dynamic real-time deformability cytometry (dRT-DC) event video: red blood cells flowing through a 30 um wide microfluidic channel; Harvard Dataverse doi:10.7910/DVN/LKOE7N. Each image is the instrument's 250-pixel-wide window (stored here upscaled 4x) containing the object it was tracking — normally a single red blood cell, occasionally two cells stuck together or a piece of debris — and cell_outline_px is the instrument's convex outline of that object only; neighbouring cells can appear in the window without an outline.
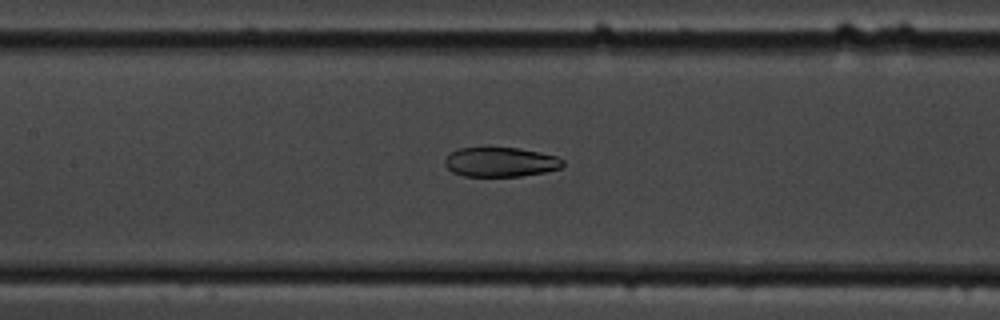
{"species": "common noctule bat (a hibernating species)", "species_latin": "Nyctalus noctula", "temperature_condition": "cold", "stored_images_in_passage": 51, "camera_frame_rate_fps": 3000, "um_per_image_px": 0.085, "animal": {"sex": "male", "body_mass_g": 19.5, "forearm_length_mm": 54.6}, "frame": {"image": 1, "passage_image": 26, "time_ms": 8.333, "image_size_px": [1000, 320], "cell_outline_px": [[564, 164], [560, 168], [544, 172], [520, 176], [464, 176], [452, 172], [444, 164], [444, 160], [452, 152], [460, 148], [520, 148], [540, 152], [556, 156], [564, 160]], "centroid_in_image_um": [42.56, 13.77], "position_along_channel_um": 164.8, "area_um2": 20.17}}
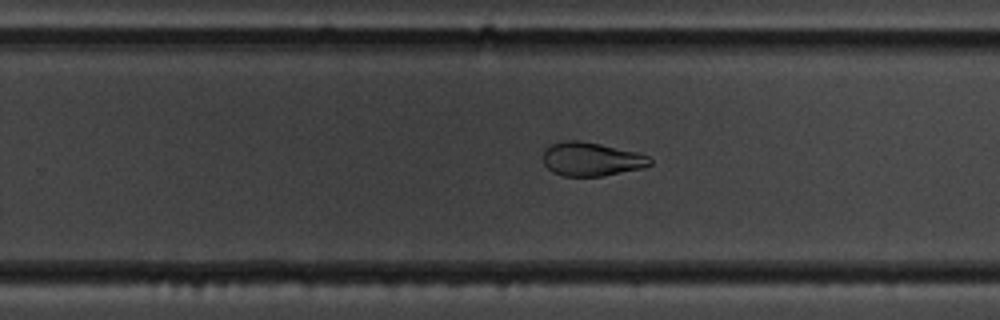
{"frame": {"image": 2, "passage_image": 36, "time_ms": 11.667, "image_size_px": [1000, 320], "cell_outline_px": [[652, 164], [644, 168], [604, 176], [564, 176], [552, 172], [544, 164], [544, 148], [552, 144], [564, 140], [576, 140], [600, 144], [636, 152], [648, 156], [652, 160]], "centroid_in_image_um": [50.27, 13.53], "position_along_channel_um": 279.5, "area_um2": 21.04}}
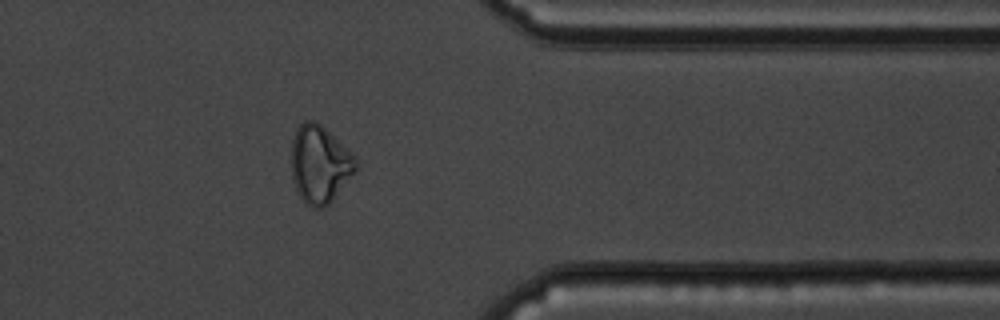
{"frame": {"image": 3, "passage_image": 46, "time_ms": 15.0, "image_size_px": [1000, 320], "cell_outline_px": [[356, 172], [332, 200], [324, 208], [312, 208], [300, 196], [292, 180], [292, 140], [296, 128], [304, 120], [316, 120], [352, 152], [356, 156]], "centroid_in_image_um": [27.19, 13.94], "position_along_channel_um": 384.2, "area_um2": 29.19}, "authors_computed_cell_mechanics": {"area_um2": 24.276, "velocity_mm_per_s": 3.456, "shape_relaxation_time_tau1_ms": null, "shape_relaxation_time_tau2_ms": 2.1447, "deformation_change_tau1": null, "deformation_change_tau2": 0.0582}}